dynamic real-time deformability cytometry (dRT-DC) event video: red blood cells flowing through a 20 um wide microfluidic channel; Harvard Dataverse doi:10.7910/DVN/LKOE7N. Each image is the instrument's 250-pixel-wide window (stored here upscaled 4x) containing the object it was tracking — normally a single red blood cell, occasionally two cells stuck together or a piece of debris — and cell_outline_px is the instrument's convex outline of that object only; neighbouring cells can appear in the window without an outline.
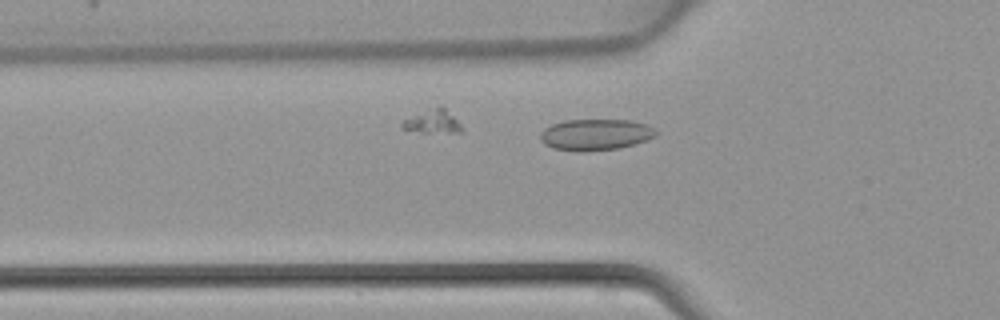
{"species": "common noctule bat (a hibernating species)", "species_latin": "Nyctalus noctula", "temperature_condition": "warm", "stored_images_in_passage": 38, "camera_frame_rate_fps": 3000, "um_per_image_px": 0.085, "animal": {"sex": "female", "body_mass_g": 22.7, "forearm_length_mm": 54.2}, "frame": {"image": 1, "passage_image": 8, "time_ms": 2.333, "image_size_px": [1000, 320], "cell_outline_px": [[656, 136], [648, 140], [620, 148], [584, 152], [580, 152], [552, 148], [544, 144], [540, 140], [540, 132], [544, 128], [552, 124], [564, 120], [632, 120], [644, 124], [652, 128], [656, 132]], "centroid_in_image_um": [50.58, 11.45], "position_along_channel_um": 75.2, "area_um2": 21.21}}
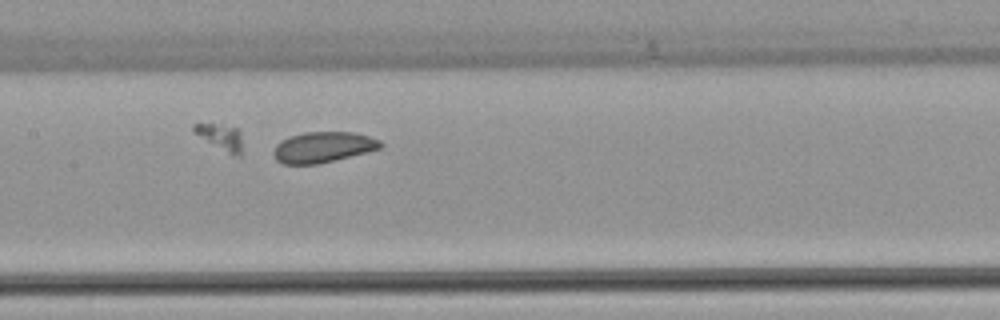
{"frame": {"image": 2, "passage_image": 15, "time_ms": 4.667, "image_size_px": [1000, 320], "cell_outline_px": [[384, 144], [380, 148], [316, 164], [284, 164], [276, 160], [276, 144], [280, 140], [288, 136], [304, 132], [356, 132], [380, 140]], "centroid_in_image_um": [27.45, 12.48], "position_along_channel_um": 179.9, "area_um2": 18.79}}
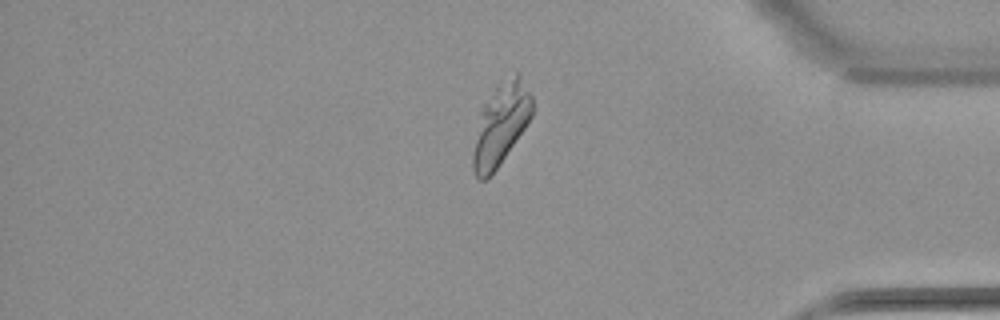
{"frame": {"image": 3, "passage_image": 31, "time_ms": 10.0, "image_size_px": [1000, 320], "cell_outline_px": [[532, 116], [524, 128], [496, 168], [484, 180], [480, 180], [476, 176], [472, 168], [472, 152], [480, 112], [496, 84], [500, 80], [516, 72], [520, 76], [532, 96]], "centroid_in_image_um": [42.55, 10.52], "position_along_channel_um": 392.7, "area_um2": 27.69}}